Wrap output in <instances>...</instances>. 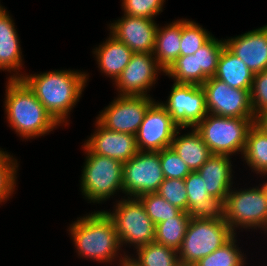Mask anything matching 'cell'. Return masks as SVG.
<instances>
[{"label":"cell","instance_id":"cell-24","mask_svg":"<svg viewBox=\"0 0 267 266\" xmlns=\"http://www.w3.org/2000/svg\"><path fill=\"white\" fill-rule=\"evenodd\" d=\"M254 74L247 65L224 46L219 57L215 78L233 88L251 92Z\"/></svg>","mask_w":267,"mask_h":266},{"label":"cell","instance_id":"cell-2","mask_svg":"<svg viewBox=\"0 0 267 266\" xmlns=\"http://www.w3.org/2000/svg\"><path fill=\"white\" fill-rule=\"evenodd\" d=\"M68 229L79 257L102 264L117 263L119 259L118 266L128 260V255L121 248L114 222L106 210L85 214ZM121 250L124 254H120Z\"/></svg>","mask_w":267,"mask_h":266},{"label":"cell","instance_id":"cell-5","mask_svg":"<svg viewBox=\"0 0 267 266\" xmlns=\"http://www.w3.org/2000/svg\"><path fill=\"white\" fill-rule=\"evenodd\" d=\"M256 118L224 117L208 113L195 129L212 154L243 155L249 129ZM241 152V153H239Z\"/></svg>","mask_w":267,"mask_h":266},{"label":"cell","instance_id":"cell-22","mask_svg":"<svg viewBox=\"0 0 267 266\" xmlns=\"http://www.w3.org/2000/svg\"><path fill=\"white\" fill-rule=\"evenodd\" d=\"M182 129L187 128L177 130L170 147L187 164L191 172L198 171L212 153L195 127L189 128L191 132L179 135Z\"/></svg>","mask_w":267,"mask_h":266},{"label":"cell","instance_id":"cell-7","mask_svg":"<svg viewBox=\"0 0 267 266\" xmlns=\"http://www.w3.org/2000/svg\"><path fill=\"white\" fill-rule=\"evenodd\" d=\"M114 222L115 229L123 245L137 248L154 242L155 224L149 218L145 207L138 198L123 197L115 202L113 211H106Z\"/></svg>","mask_w":267,"mask_h":266},{"label":"cell","instance_id":"cell-17","mask_svg":"<svg viewBox=\"0 0 267 266\" xmlns=\"http://www.w3.org/2000/svg\"><path fill=\"white\" fill-rule=\"evenodd\" d=\"M224 40L225 46L241 59L253 74L267 69V24Z\"/></svg>","mask_w":267,"mask_h":266},{"label":"cell","instance_id":"cell-9","mask_svg":"<svg viewBox=\"0 0 267 266\" xmlns=\"http://www.w3.org/2000/svg\"><path fill=\"white\" fill-rule=\"evenodd\" d=\"M164 179L159 152L138 151L123 163L124 197L155 193Z\"/></svg>","mask_w":267,"mask_h":266},{"label":"cell","instance_id":"cell-14","mask_svg":"<svg viewBox=\"0 0 267 266\" xmlns=\"http://www.w3.org/2000/svg\"><path fill=\"white\" fill-rule=\"evenodd\" d=\"M164 71L151 53H133L130 62L113 83L118 95L147 96Z\"/></svg>","mask_w":267,"mask_h":266},{"label":"cell","instance_id":"cell-3","mask_svg":"<svg viewBox=\"0 0 267 266\" xmlns=\"http://www.w3.org/2000/svg\"><path fill=\"white\" fill-rule=\"evenodd\" d=\"M5 87L6 122L20 138H39L61 126L22 79H8Z\"/></svg>","mask_w":267,"mask_h":266},{"label":"cell","instance_id":"cell-32","mask_svg":"<svg viewBox=\"0 0 267 266\" xmlns=\"http://www.w3.org/2000/svg\"><path fill=\"white\" fill-rule=\"evenodd\" d=\"M18 166V160L0 148V205L14 194Z\"/></svg>","mask_w":267,"mask_h":266},{"label":"cell","instance_id":"cell-31","mask_svg":"<svg viewBox=\"0 0 267 266\" xmlns=\"http://www.w3.org/2000/svg\"><path fill=\"white\" fill-rule=\"evenodd\" d=\"M138 199L155 225L169 218L177 217L182 212L156 192L143 194Z\"/></svg>","mask_w":267,"mask_h":266},{"label":"cell","instance_id":"cell-29","mask_svg":"<svg viewBox=\"0 0 267 266\" xmlns=\"http://www.w3.org/2000/svg\"><path fill=\"white\" fill-rule=\"evenodd\" d=\"M234 234L224 245L200 259L194 266H244L246 254L242 253ZM245 255V257H244Z\"/></svg>","mask_w":267,"mask_h":266},{"label":"cell","instance_id":"cell-28","mask_svg":"<svg viewBox=\"0 0 267 266\" xmlns=\"http://www.w3.org/2000/svg\"><path fill=\"white\" fill-rule=\"evenodd\" d=\"M225 40L214 35L195 53L197 62V85H202L209 77H214Z\"/></svg>","mask_w":267,"mask_h":266},{"label":"cell","instance_id":"cell-40","mask_svg":"<svg viewBox=\"0 0 267 266\" xmlns=\"http://www.w3.org/2000/svg\"><path fill=\"white\" fill-rule=\"evenodd\" d=\"M121 266H133V265L127 260Z\"/></svg>","mask_w":267,"mask_h":266},{"label":"cell","instance_id":"cell-19","mask_svg":"<svg viewBox=\"0 0 267 266\" xmlns=\"http://www.w3.org/2000/svg\"><path fill=\"white\" fill-rule=\"evenodd\" d=\"M8 10L0 13V71L12 75L8 79H21L20 69L23 66V55L18 32ZM15 72V73H14Z\"/></svg>","mask_w":267,"mask_h":266},{"label":"cell","instance_id":"cell-36","mask_svg":"<svg viewBox=\"0 0 267 266\" xmlns=\"http://www.w3.org/2000/svg\"><path fill=\"white\" fill-rule=\"evenodd\" d=\"M159 156L165 178L184 180L191 172L187 164L171 147L159 151Z\"/></svg>","mask_w":267,"mask_h":266},{"label":"cell","instance_id":"cell-23","mask_svg":"<svg viewBox=\"0 0 267 266\" xmlns=\"http://www.w3.org/2000/svg\"><path fill=\"white\" fill-rule=\"evenodd\" d=\"M181 48V19L159 26L156 31L153 56L158 66L164 71L180 56Z\"/></svg>","mask_w":267,"mask_h":266},{"label":"cell","instance_id":"cell-12","mask_svg":"<svg viewBox=\"0 0 267 266\" xmlns=\"http://www.w3.org/2000/svg\"><path fill=\"white\" fill-rule=\"evenodd\" d=\"M160 104L180 128L195 127L208 114L201 85L174 83L168 99Z\"/></svg>","mask_w":267,"mask_h":266},{"label":"cell","instance_id":"cell-37","mask_svg":"<svg viewBox=\"0 0 267 266\" xmlns=\"http://www.w3.org/2000/svg\"><path fill=\"white\" fill-rule=\"evenodd\" d=\"M250 95L253 114L257 118L267 110V69L254 74Z\"/></svg>","mask_w":267,"mask_h":266},{"label":"cell","instance_id":"cell-26","mask_svg":"<svg viewBox=\"0 0 267 266\" xmlns=\"http://www.w3.org/2000/svg\"><path fill=\"white\" fill-rule=\"evenodd\" d=\"M136 255L128 256L133 266H178V251L156 242L149 243L136 249Z\"/></svg>","mask_w":267,"mask_h":266},{"label":"cell","instance_id":"cell-27","mask_svg":"<svg viewBox=\"0 0 267 266\" xmlns=\"http://www.w3.org/2000/svg\"><path fill=\"white\" fill-rule=\"evenodd\" d=\"M190 219L188 213L182 211L177 217L156 224L154 242L178 251Z\"/></svg>","mask_w":267,"mask_h":266},{"label":"cell","instance_id":"cell-16","mask_svg":"<svg viewBox=\"0 0 267 266\" xmlns=\"http://www.w3.org/2000/svg\"><path fill=\"white\" fill-rule=\"evenodd\" d=\"M95 121V132L84 141V145L92 153L125 163L139 151L136 135L109 130Z\"/></svg>","mask_w":267,"mask_h":266},{"label":"cell","instance_id":"cell-33","mask_svg":"<svg viewBox=\"0 0 267 266\" xmlns=\"http://www.w3.org/2000/svg\"><path fill=\"white\" fill-rule=\"evenodd\" d=\"M164 74L174 83L197 85L196 56H179Z\"/></svg>","mask_w":267,"mask_h":266},{"label":"cell","instance_id":"cell-38","mask_svg":"<svg viewBox=\"0 0 267 266\" xmlns=\"http://www.w3.org/2000/svg\"><path fill=\"white\" fill-rule=\"evenodd\" d=\"M256 124L267 133V110L256 118Z\"/></svg>","mask_w":267,"mask_h":266},{"label":"cell","instance_id":"cell-1","mask_svg":"<svg viewBox=\"0 0 267 266\" xmlns=\"http://www.w3.org/2000/svg\"><path fill=\"white\" fill-rule=\"evenodd\" d=\"M39 102L62 126H67L73 107L79 102L89 75L81 70H52L39 74L22 73L21 78Z\"/></svg>","mask_w":267,"mask_h":266},{"label":"cell","instance_id":"cell-34","mask_svg":"<svg viewBox=\"0 0 267 266\" xmlns=\"http://www.w3.org/2000/svg\"><path fill=\"white\" fill-rule=\"evenodd\" d=\"M156 193L178 209L188 211V196L183 179L165 178Z\"/></svg>","mask_w":267,"mask_h":266},{"label":"cell","instance_id":"cell-42","mask_svg":"<svg viewBox=\"0 0 267 266\" xmlns=\"http://www.w3.org/2000/svg\"><path fill=\"white\" fill-rule=\"evenodd\" d=\"M178 266H191V265H183V264H179Z\"/></svg>","mask_w":267,"mask_h":266},{"label":"cell","instance_id":"cell-11","mask_svg":"<svg viewBox=\"0 0 267 266\" xmlns=\"http://www.w3.org/2000/svg\"><path fill=\"white\" fill-rule=\"evenodd\" d=\"M201 87L205 93L208 113L224 117L255 118L249 90L230 87L215 77H209Z\"/></svg>","mask_w":267,"mask_h":266},{"label":"cell","instance_id":"cell-35","mask_svg":"<svg viewBox=\"0 0 267 266\" xmlns=\"http://www.w3.org/2000/svg\"><path fill=\"white\" fill-rule=\"evenodd\" d=\"M124 15L155 19L163 12L165 0H121Z\"/></svg>","mask_w":267,"mask_h":266},{"label":"cell","instance_id":"cell-30","mask_svg":"<svg viewBox=\"0 0 267 266\" xmlns=\"http://www.w3.org/2000/svg\"><path fill=\"white\" fill-rule=\"evenodd\" d=\"M212 36L196 21L181 19L180 56L194 55Z\"/></svg>","mask_w":267,"mask_h":266},{"label":"cell","instance_id":"cell-15","mask_svg":"<svg viewBox=\"0 0 267 266\" xmlns=\"http://www.w3.org/2000/svg\"><path fill=\"white\" fill-rule=\"evenodd\" d=\"M108 28L110 33L128 46L133 53L153 54L158 28L154 19L123 15L110 23Z\"/></svg>","mask_w":267,"mask_h":266},{"label":"cell","instance_id":"cell-4","mask_svg":"<svg viewBox=\"0 0 267 266\" xmlns=\"http://www.w3.org/2000/svg\"><path fill=\"white\" fill-rule=\"evenodd\" d=\"M86 156L83 166L80 187L83 198L88 203H103L112 195L123 191V163L106 156L92 153L82 145ZM118 192V194H117Z\"/></svg>","mask_w":267,"mask_h":266},{"label":"cell","instance_id":"cell-6","mask_svg":"<svg viewBox=\"0 0 267 266\" xmlns=\"http://www.w3.org/2000/svg\"><path fill=\"white\" fill-rule=\"evenodd\" d=\"M233 235L225 220L191 218L178 250L180 264L194 266L200 259L224 245Z\"/></svg>","mask_w":267,"mask_h":266},{"label":"cell","instance_id":"cell-20","mask_svg":"<svg viewBox=\"0 0 267 266\" xmlns=\"http://www.w3.org/2000/svg\"><path fill=\"white\" fill-rule=\"evenodd\" d=\"M231 162L229 156L212 154L197 171L204 180L208 194L221 198L224 202L233 187L234 175Z\"/></svg>","mask_w":267,"mask_h":266},{"label":"cell","instance_id":"cell-10","mask_svg":"<svg viewBox=\"0 0 267 266\" xmlns=\"http://www.w3.org/2000/svg\"><path fill=\"white\" fill-rule=\"evenodd\" d=\"M155 99L147 96L118 95L96 120L105 128L136 135L148 108Z\"/></svg>","mask_w":267,"mask_h":266},{"label":"cell","instance_id":"cell-39","mask_svg":"<svg viewBox=\"0 0 267 266\" xmlns=\"http://www.w3.org/2000/svg\"><path fill=\"white\" fill-rule=\"evenodd\" d=\"M262 190L264 191L265 197L267 198V180L263 182V184H260Z\"/></svg>","mask_w":267,"mask_h":266},{"label":"cell","instance_id":"cell-13","mask_svg":"<svg viewBox=\"0 0 267 266\" xmlns=\"http://www.w3.org/2000/svg\"><path fill=\"white\" fill-rule=\"evenodd\" d=\"M179 128L160 102L155 101L146 111L136 134L138 150L159 152L170 147Z\"/></svg>","mask_w":267,"mask_h":266},{"label":"cell","instance_id":"cell-25","mask_svg":"<svg viewBox=\"0 0 267 266\" xmlns=\"http://www.w3.org/2000/svg\"><path fill=\"white\" fill-rule=\"evenodd\" d=\"M242 156L252 172L267 177V133L256 123L249 129Z\"/></svg>","mask_w":267,"mask_h":266},{"label":"cell","instance_id":"cell-21","mask_svg":"<svg viewBox=\"0 0 267 266\" xmlns=\"http://www.w3.org/2000/svg\"><path fill=\"white\" fill-rule=\"evenodd\" d=\"M93 53L100 72L111 78L112 82H115L133 55V51L110 32L106 41L95 47Z\"/></svg>","mask_w":267,"mask_h":266},{"label":"cell","instance_id":"cell-8","mask_svg":"<svg viewBox=\"0 0 267 266\" xmlns=\"http://www.w3.org/2000/svg\"><path fill=\"white\" fill-rule=\"evenodd\" d=\"M235 189L228 193L224 209V220L232 232L259 228L267 233V198L261 186Z\"/></svg>","mask_w":267,"mask_h":266},{"label":"cell","instance_id":"cell-41","mask_svg":"<svg viewBox=\"0 0 267 266\" xmlns=\"http://www.w3.org/2000/svg\"><path fill=\"white\" fill-rule=\"evenodd\" d=\"M6 8H4L1 4H0V13L3 12Z\"/></svg>","mask_w":267,"mask_h":266},{"label":"cell","instance_id":"cell-18","mask_svg":"<svg viewBox=\"0 0 267 266\" xmlns=\"http://www.w3.org/2000/svg\"><path fill=\"white\" fill-rule=\"evenodd\" d=\"M184 183L188 196L187 213L191 218L224 220L225 202L208 194L204 180L197 171L190 172Z\"/></svg>","mask_w":267,"mask_h":266}]
</instances>
